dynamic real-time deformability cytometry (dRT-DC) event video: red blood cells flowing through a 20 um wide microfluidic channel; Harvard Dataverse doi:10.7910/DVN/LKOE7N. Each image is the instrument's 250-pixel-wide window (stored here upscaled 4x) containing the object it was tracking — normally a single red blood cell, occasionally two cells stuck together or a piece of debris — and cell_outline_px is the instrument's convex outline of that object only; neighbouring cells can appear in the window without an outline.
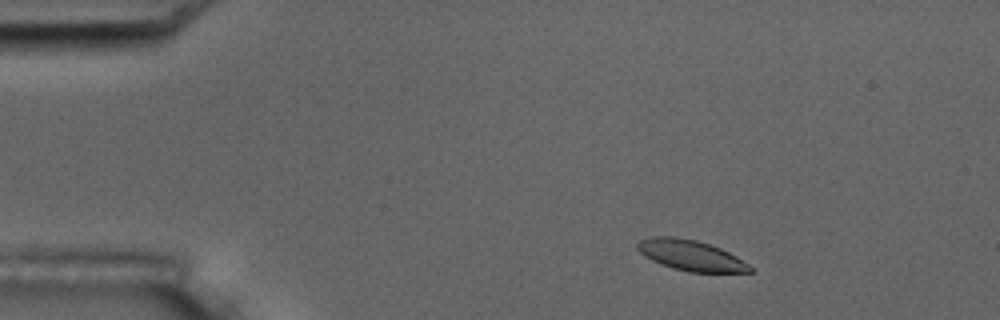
{"species": "common noctule bat (a hibernating species)", "species_latin": "Nyctalus noctula", "temperature_condition": "room temperature", "stored_images_in_passage": 4, "camera_frame_rate_fps": 3000, "um_per_image_px": 0.085, "animal": {"sex": "male", "body_mass_g": 17.5, "forearm_length_mm": 52.3}, "frame": {"image": 1, "passage_image": 2, "time_ms": 1.0, "image_size_px": [1000, 320], "cell_outline_px": [[752, 272], [688, 272], [672, 268], [660, 264], [644, 256], [636, 248], [636, 244], [640, 240], [652, 236], [676, 236], [696, 240], [720, 248], [736, 256], [748, 264], [752, 268]], "centroid_in_image_um": [58.67, 21.7], "position_along_channel_um": 26.3, "area_um2": 20.06}}